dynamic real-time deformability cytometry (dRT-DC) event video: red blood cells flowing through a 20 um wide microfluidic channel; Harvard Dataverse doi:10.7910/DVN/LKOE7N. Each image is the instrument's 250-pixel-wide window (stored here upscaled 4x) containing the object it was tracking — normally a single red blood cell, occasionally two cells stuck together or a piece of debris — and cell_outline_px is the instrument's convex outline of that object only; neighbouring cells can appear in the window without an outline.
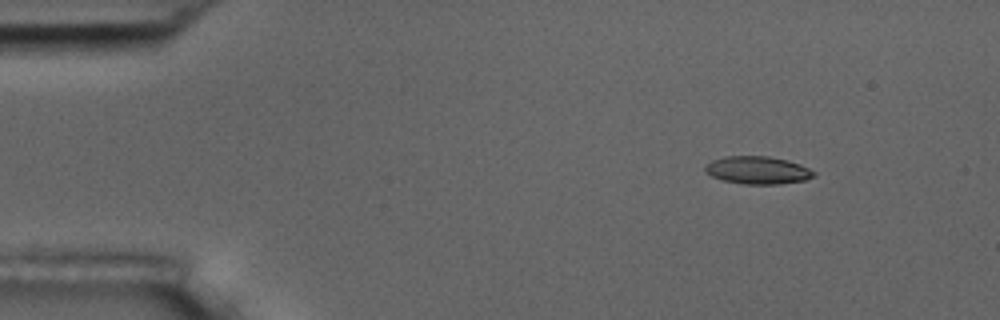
{"species": "common noctule bat (a hibernating species)", "species_latin": "Nyctalus noctula", "temperature_condition": "room temperature", "stored_images_in_passage": 9, "camera_frame_rate_fps": 3000, "um_per_image_px": 0.085, "animal": {"sex": "male", "body_mass_g": 17.5, "forearm_length_mm": 52.3}, "frame": {"image": 1, "passage_image": 2, "time_ms": 1.333, "image_size_px": [1000, 320], "cell_outline_px": [[816, 176], [804, 180], [780, 184], [744, 184], [724, 180], [712, 176], [704, 168], [712, 160], [724, 156], [768, 156], [788, 160], [800, 164], [816, 172]], "centroid_in_image_um": [64.45, 14.46], "position_along_channel_um": 20.6, "area_um2": 17.46}}
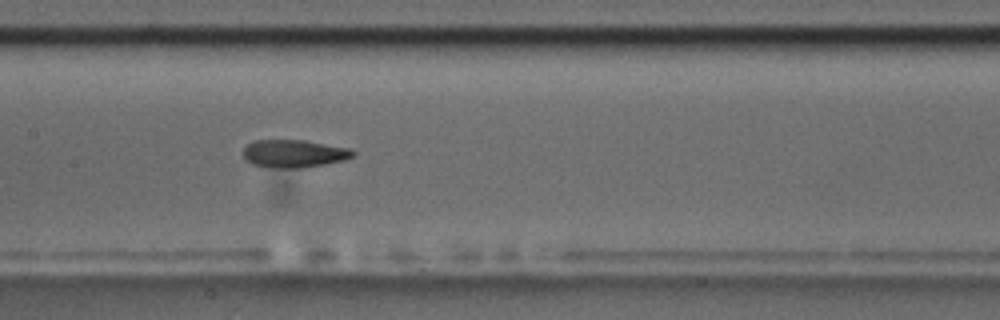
{"frame": {"image": 2, "passage_image": 8, "time_ms": 8.0, "image_size_px": [1000, 320], "cell_outline_px": [[356, 156], [344, 160], [324, 164], [300, 168], [272, 168], [252, 164], [244, 156], [244, 148], [248, 144], [256, 140], [304, 140], [352, 148], [356, 152]], "centroid_in_image_um": [25.05, 13.05], "position_along_channel_um": 182.3, "area_um2": 17.86}}
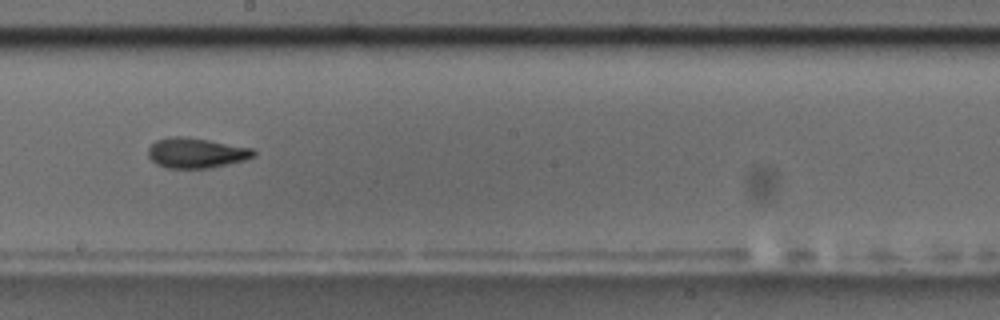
{"frame": {"image": 3, "passage_image": 9, "time_ms": 9.333, "image_size_px": [1000, 320], "cell_outline_px": [[256, 152], [252, 156], [244, 160], [208, 168], [164, 168], [156, 164], [148, 156], [148, 148], [156, 140], [172, 136], [184, 136], [208, 140], [252, 148]], "centroid_in_image_um": [16.62, 13.0], "position_along_channel_um": 231.6, "area_um2": 18.38}}